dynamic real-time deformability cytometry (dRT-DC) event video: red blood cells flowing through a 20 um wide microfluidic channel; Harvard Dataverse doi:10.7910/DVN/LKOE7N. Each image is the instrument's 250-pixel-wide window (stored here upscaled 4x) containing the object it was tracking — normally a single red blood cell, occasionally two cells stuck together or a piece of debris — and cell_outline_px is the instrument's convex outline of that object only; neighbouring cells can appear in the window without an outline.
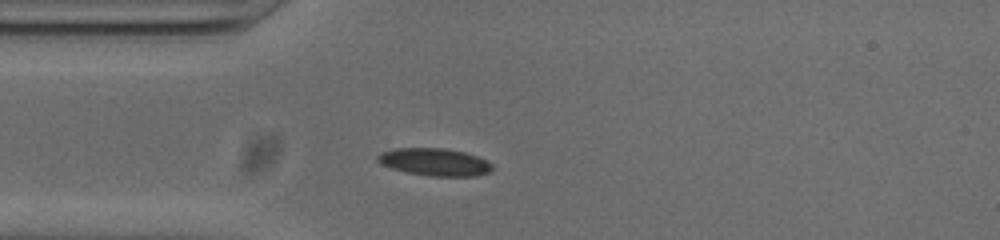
{"species": "common noctule bat (a hibernating species)", "species_latin": "Nyctalus noctula", "temperature_condition": "cold", "stored_images_in_passage": 42, "camera_frame_rate_fps": 3000, "um_per_image_px": 0.085, "animal": {"sex": "male", "body_mass_g": 20.0, "forearm_length_mm": 53.3}, "frame": {"image": 1, "passage_image": 2, "time_ms": 0.333, "image_size_px": [1000, 240], "cell_outline_px": [[492, 168], [488, 172], [476, 176], [428, 176], [408, 172], [392, 168], [376, 160], [376, 156], [380, 152], [392, 148], [444, 148], [464, 152], [476, 156], [492, 164]], "centroid_in_image_um": [36.91, 13.76], "position_along_channel_um": 48.1, "area_um2": 18.21}}
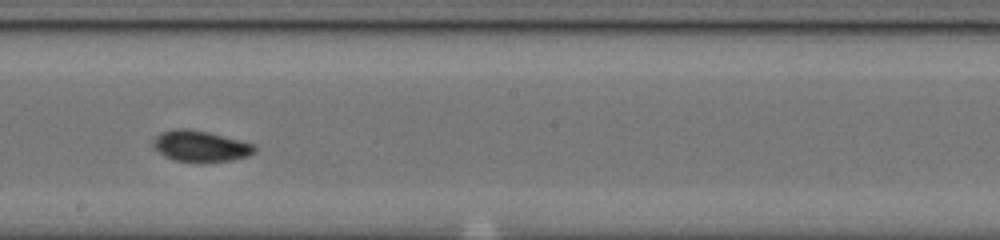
{"frame": {"image": 2, "passage_image": 17, "time_ms": 5.333, "image_size_px": [1000, 240], "cell_outline_px": [[256, 152], [248, 156], [232, 160], [176, 160], [164, 156], [152, 144], [152, 140], [160, 132], [172, 128], [192, 128], [256, 144]], "centroid_in_image_um": [17.05, 12.37], "position_along_channel_um": 231.2, "area_um2": 18.09}}
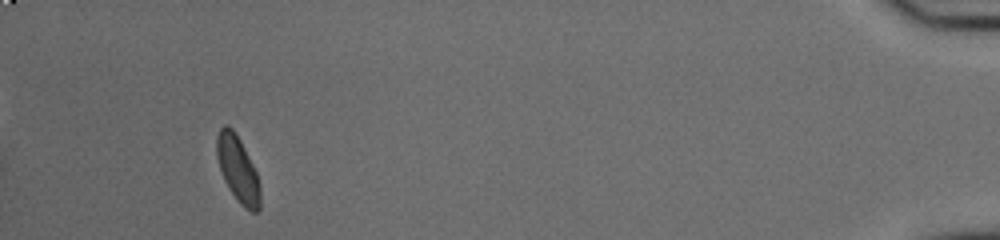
{"frame": {"image": 3, "passage_image": 38, "time_ms": 12.333, "image_size_px": [1000, 240], "cell_outline_px": [[260, 208], [256, 212], [252, 212], [244, 208], [236, 200], [228, 188], [224, 180], [216, 156], [216, 136], [220, 128], [224, 124], [228, 124], [232, 128], [240, 140], [256, 172], [260, 184]], "centroid_in_image_um": [20.2, 14.39], "position_along_channel_um": 415.0, "area_um2": 16.76}, "authors_computed_cell_mechanics": {"area_um2": 17.3111, "velocity_mm_per_s": 3.7871, "shape_relaxation_time_tau1_ms": 5.5477, "shape_relaxation_time_tau2_ms": 1.5623, "deformation_change_tau1": 0.1125, "deformation_change_tau2": 0.0577}}